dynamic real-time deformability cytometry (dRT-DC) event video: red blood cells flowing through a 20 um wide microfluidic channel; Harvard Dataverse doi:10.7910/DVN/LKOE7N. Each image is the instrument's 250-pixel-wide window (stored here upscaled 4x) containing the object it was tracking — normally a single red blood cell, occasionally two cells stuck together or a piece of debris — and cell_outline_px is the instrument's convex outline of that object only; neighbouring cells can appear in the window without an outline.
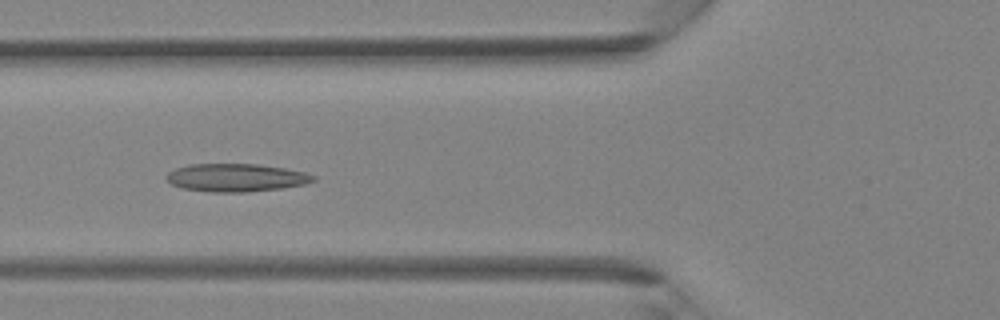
{"species": "Egyptian fruit bat (a non-hibernating species)", "species_latin": "Rousettus aegyptiacus", "temperature_condition": "room temperature", "stored_images_in_passage": 40, "camera_frame_rate_fps": 3000, "um_per_image_px": 0.085, "animal": {"sex": "female"}, "frame": {"image": 1, "passage_image": 15, "time_ms": 4.667, "image_size_px": [1000, 320], "cell_outline_px": [[316, 180], [304, 184], [280, 188], [248, 192], [212, 192], [184, 188], [172, 184], [164, 176], [168, 172], [176, 168], [188, 164], [256, 164], [284, 168], [304, 172], [316, 176]], "centroid_in_image_um": [20.06, 15.09], "position_along_channel_um": 105.7, "area_um2": 23.81}}
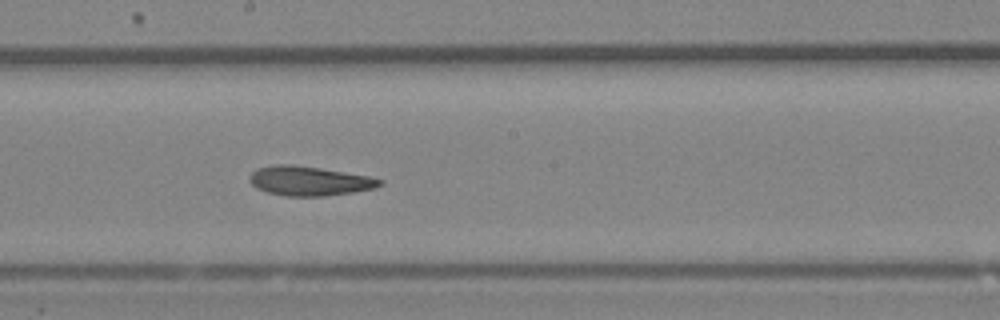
{"frame": {"image": 2, "passage_image": 22, "time_ms": 7.0, "image_size_px": [1000, 320], "cell_outline_px": [[384, 184], [376, 188], [352, 192], [324, 196], [288, 196], [268, 192], [256, 188], [252, 184], [252, 172], [256, 168], [272, 164], [292, 164], [320, 168], [372, 176], [384, 180]], "centroid_in_image_um": [26.35, 15.37], "position_along_channel_um": 221.8, "area_um2": 22.37}}
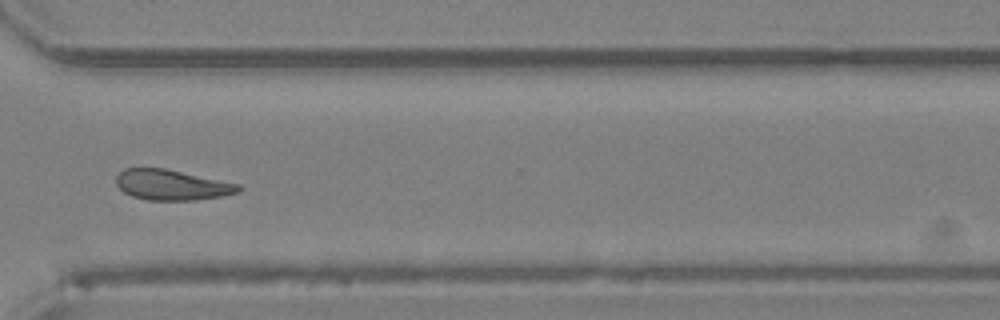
{"frame": {"image": 3, "passage_image": 30, "time_ms": 9.667, "image_size_px": [1000, 320], "cell_outline_px": [[244, 188], [240, 192], [224, 196], [196, 200], [148, 200], [132, 196], [124, 192], [116, 184], [116, 176], [124, 168], [164, 168], [240, 184]], "centroid_in_image_um": [14.64, 15.72], "position_along_channel_um": 356.0, "area_um2": 21.79}}